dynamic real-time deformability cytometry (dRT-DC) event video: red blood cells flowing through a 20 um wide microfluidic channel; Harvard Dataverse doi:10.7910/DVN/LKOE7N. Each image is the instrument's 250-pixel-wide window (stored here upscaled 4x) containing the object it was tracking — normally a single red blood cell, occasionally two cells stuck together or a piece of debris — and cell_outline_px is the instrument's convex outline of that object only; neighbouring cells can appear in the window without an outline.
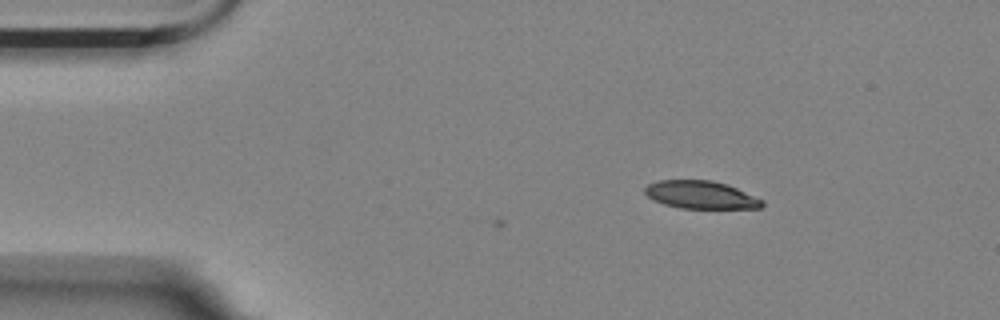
{"species": "Egyptian fruit bat (a non-hibernating species)", "species_latin": "Rousettus aegyptiacus", "temperature_condition": "room temperature", "stored_images_in_passage": 4, "camera_frame_rate_fps": 3000, "um_per_image_px": 0.085, "animal": {"sex": "female"}, "frame": {"image": 1, "passage_image": 4, "time_ms": 1.0, "image_size_px": [1000, 320], "cell_outline_px": [[764, 204], [760, 208], [680, 208], [664, 204], [652, 200], [644, 192], [644, 188], [648, 184], [660, 180], [712, 180], [736, 188], [764, 200]], "centroid_in_image_um": [59.55, 16.56], "position_along_channel_um": 25.5, "area_um2": 18.9}}